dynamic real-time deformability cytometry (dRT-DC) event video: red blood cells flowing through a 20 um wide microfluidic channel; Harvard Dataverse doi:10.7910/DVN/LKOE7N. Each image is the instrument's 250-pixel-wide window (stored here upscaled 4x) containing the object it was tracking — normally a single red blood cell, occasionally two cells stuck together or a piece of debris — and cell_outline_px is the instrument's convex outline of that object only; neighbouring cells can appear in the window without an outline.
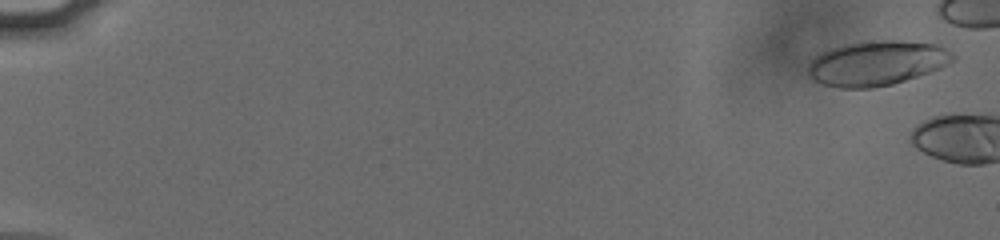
{"species": "human", "species_latin": "Homo sapiens", "temperature_condition": "cold", "stored_images_in_passage": 6, "camera_frame_rate_fps": 3000, "um_per_image_px": 0.085, "donor": {"sex": "male"}, "frame": {"image": 1, "passage_image": 2, "time_ms": 0.333, "image_size_px": [1000, 240], "cell_outline_px": [[956, 60], [940, 68], [892, 84], [872, 88], [840, 88], [824, 84], [812, 80], [808, 76], [808, 64], [820, 52], [828, 48], [844, 44], [864, 40], [896, 40], [936, 44], [952, 52], [956, 56]], "centroid_in_image_um": [74.5, 5.35], "position_along_channel_um": 10.5, "area_um2": 38.03}}